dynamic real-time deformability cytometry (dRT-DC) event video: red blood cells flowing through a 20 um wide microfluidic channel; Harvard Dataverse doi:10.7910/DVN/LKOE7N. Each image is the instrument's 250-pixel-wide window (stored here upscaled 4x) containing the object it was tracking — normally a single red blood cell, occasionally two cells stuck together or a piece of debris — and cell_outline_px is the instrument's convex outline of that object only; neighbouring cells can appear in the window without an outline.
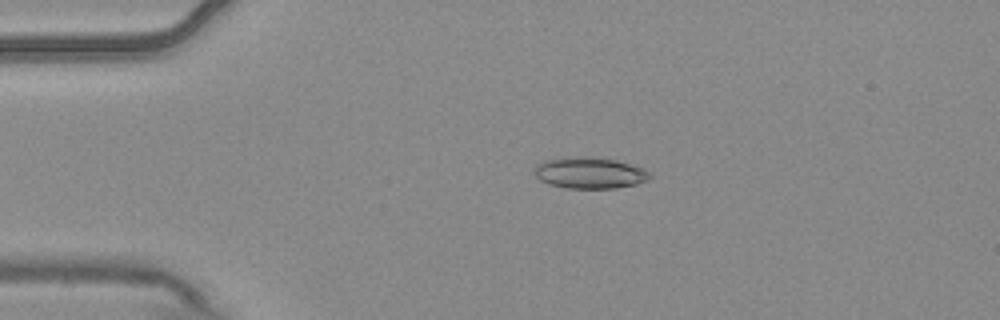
{"species": "common noctule bat (a hibernating species)", "species_latin": "Nyctalus noctula", "temperature_condition": "warm", "stored_images_in_passage": 7, "camera_frame_rate_fps": 3000, "um_per_image_px": 0.085, "animal": {"sex": "male", "body_mass_g": 20.4}, "frame": {"image": 1, "passage_image": 4, "time_ms": 1.0, "image_size_px": [1000, 320], "cell_outline_px": [[652, 176], [648, 180], [636, 184], [616, 188], [568, 188], [548, 184], [540, 180], [536, 176], [536, 164], [544, 160], [572, 156], [588, 156], [616, 160], [640, 168], [648, 172]], "centroid_in_image_um": [50.1, 14.69], "position_along_channel_um": 34.9, "area_um2": 20.92}}
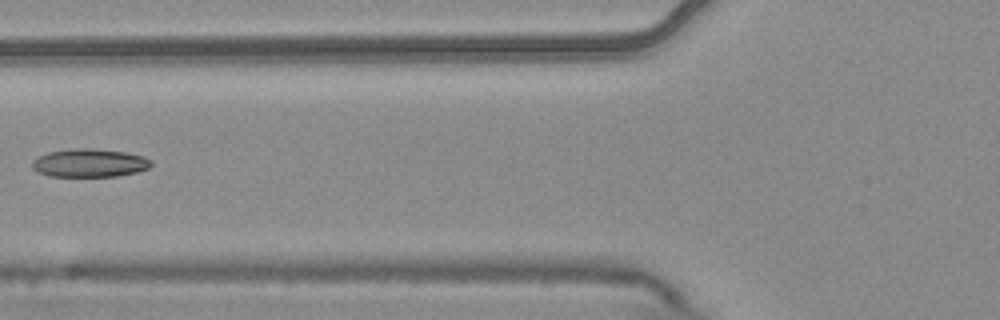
{"frame": {"image": 2, "passage_image": 6, "time_ms": 1.667, "image_size_px": [1000, 320], "cell_outline_px": [[152, 164], [148, 168], [136, 172], [116, 176], [48, 176], [36, 172], [32, 168], [32, 160], [36, 156], [48, 152], [76, 148], [92, 148], [124, 152], [144, 156], [152, 160]], "centroid_in_image_um": [7.57, 13.85], "position_along_channel_um": 118.2, "area_um2": 19.71}}
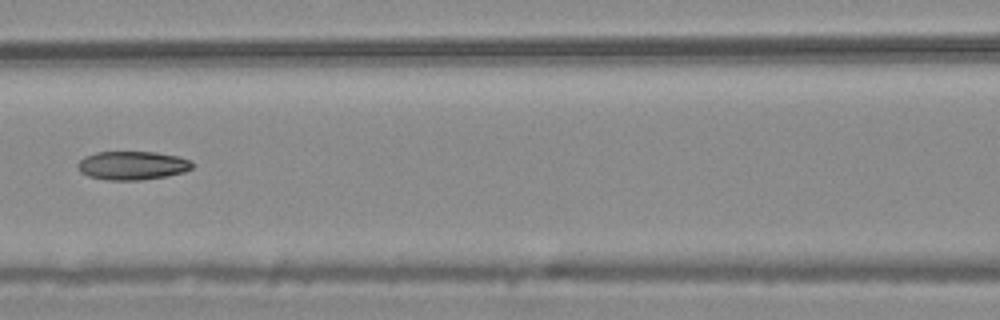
{"frame": {"image": 3, "passage_image": 7, "time_ms": 2.0, "image_size_px": [1000, 320], "cell_outline_px": [[192, 168], [184, 172], [168, 176], [140, 180], [108, 180], [88, 176], [80, 172], [76, 164], [84, 156], [96, 152], [156, 152], [176, 156], [192, 160]], "centroid_in_image_um": [11.24, 14.07], "position_along_channel_um": 155.4, "area_um2": 19.19}}